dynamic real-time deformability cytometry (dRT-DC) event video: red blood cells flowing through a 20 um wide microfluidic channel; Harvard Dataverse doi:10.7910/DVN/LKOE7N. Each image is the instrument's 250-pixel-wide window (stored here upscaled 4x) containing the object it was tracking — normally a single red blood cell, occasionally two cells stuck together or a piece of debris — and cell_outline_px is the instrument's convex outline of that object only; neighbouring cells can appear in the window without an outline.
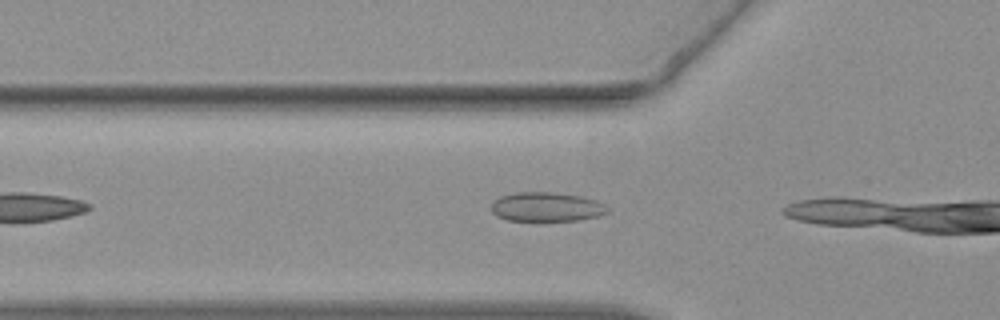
{"species": "common noctule bat (a hibernating species)", "species_latin": "Nyctalus noctula", "temperature_condition": "warm", "stored_images_in_passage": 5, "camera_frame_rate_fps": 3000, "um_per_image_px": 0.085, "animal": {"sex": "female", "body_mass_g": 19.3, "forearm_length_mm": 54.1}, "frame": {"image": 1, "passage_image": 3, "time_ms": 0.667, "image_size_px": [1000, 320], "cell_outline_px": [[608, 212], [596, 216], [576, 220], [508, 220], [496, 216], [492, 212], [492, 204], [500, 196], [516, 192], [552, 192], [580, 196], [596, 200], [604, 204], [608, 208]], "centroid_in_image_um": [46.44, 17.57], "position_along_channel_um": 79.4, "area_um2": 19.54}}